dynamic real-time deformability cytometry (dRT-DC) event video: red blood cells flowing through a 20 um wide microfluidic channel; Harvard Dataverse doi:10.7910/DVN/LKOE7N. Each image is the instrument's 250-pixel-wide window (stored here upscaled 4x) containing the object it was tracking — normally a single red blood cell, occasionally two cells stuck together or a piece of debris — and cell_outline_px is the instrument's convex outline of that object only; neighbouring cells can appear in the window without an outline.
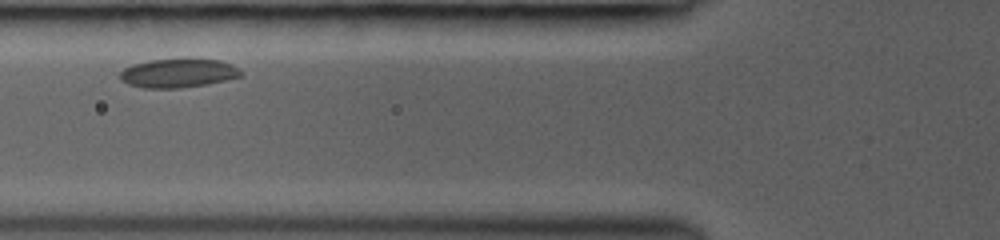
{"species": "common noctule bat (a hibernating species)", "species_latin": "Nyctalus noctula", "temperature_condition": "room temperature", "stored_images_in_passage": 7, "camera_frame_rate_fps": 3000, "um_per_image_px": 0.085, "animal": {"sex": "female", "body_mass_g": 19.0, "forearm_length_mm": 53.3}, "frame": {"image": 1, "passage_image": 3, "time_ms": 0.667, "image_size_px": [1000, 240], "cell_outline_px": [[240, 76], [208, 84], [180, 88], [144, 88], [128, 84], [120, 80], [120, 72], [124, 68], [132, 64], [152, 60], [220, 60], [232, 64], [240, 72]], "centroid_in_image_um": [15.08, 6.23], "position_along_channel_um": 110.7, "area_um2": 19.88}}
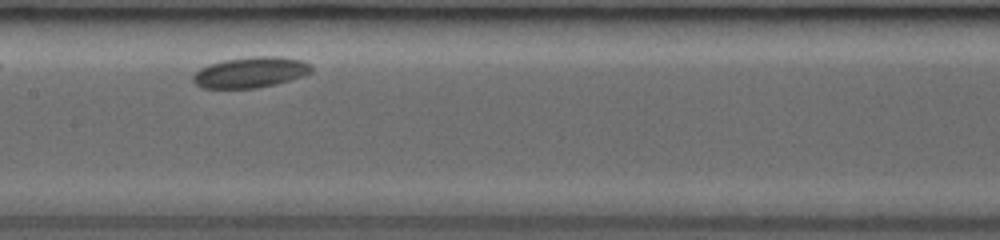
{"frame": {"image": 2, "passage_image": 5, "time_ms": 1.333, "image_size_px": [1000, 240], "cell_outline_px": [[312, 72], [304, 76], [276, 84], [256, 88], [204, 88], [196, 84], [192, 80], [192, 76], [200, 68], [224, 60], [252, 56], [280, 56], [300, 60], [312, 64]], "centroid_in_image_um": [21.33, 6.14], "position_along_channel_um": 186.1, "area_um2": 21.21}}
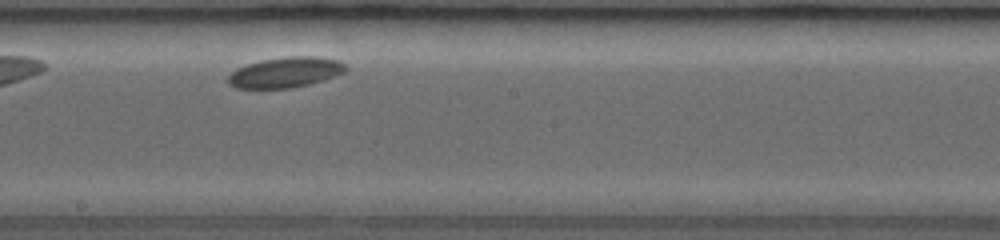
{"frame": {"image": 3, "passage_image": 6, "time_ms": 1.667, "image_size_px": [1000, 240], "cell_outline_px": [[348, 68], [344, 72], [324, 80], [308, 84], [288, 88], [236, 88], [228, 84], [228, 76], [236, 68], [260, 60], [288, 56], [316, 56], [336, 60], [344, 64]], "centroid_in_image_um": [24.24, 6.14], "position_along_channel_um": 224.0, "area_um2": 20.75}}